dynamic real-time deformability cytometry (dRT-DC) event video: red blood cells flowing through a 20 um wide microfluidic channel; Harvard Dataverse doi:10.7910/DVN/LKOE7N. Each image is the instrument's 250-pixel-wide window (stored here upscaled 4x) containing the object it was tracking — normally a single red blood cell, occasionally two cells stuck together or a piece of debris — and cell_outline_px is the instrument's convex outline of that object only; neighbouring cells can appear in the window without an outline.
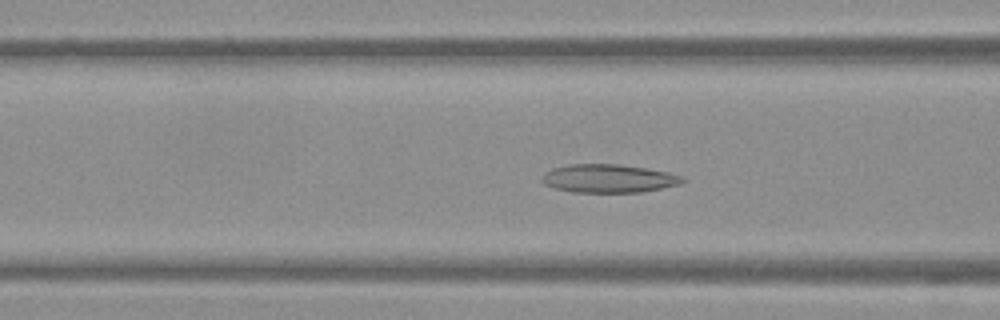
{"species": "Egyptian fruit bat (a non-hibernating species)", "species_latin": "Rousettus aegyptiacus", "temperature_condition": "warm", "stored_images_in_passage": 36, "camera_frame_rate_fps": 3000, "um_per_image_px": 0.085, "frame": {"image": 1, "passage_image": 4, "time_ms": 1.0, "image_size_px": [1000, 320], "cell_outline_px": [[684, 180], [680, 184], [640, 192], [572, 192], [556, 188], [544, 184], [540, 180], [552, 168], [568, 164], [620, 164], [668, 172], [684, 176]], "centroid_in_image_um": [51.73, 15.16], "position_along_channel_um": 114.9, "area_um2": 23.0}}
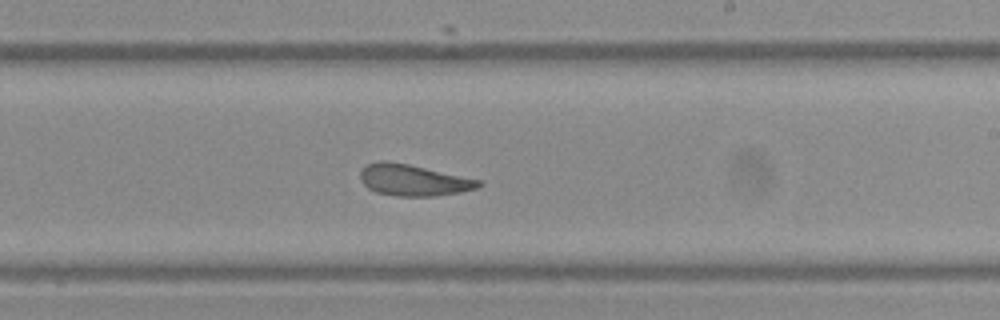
{"frame": {"image": 2, "passage_image": 15, "time_ms": 4.667, "image_size_px": [1000, 320], "cell_outline_px": [[484, 184], [476, 188], [460, 192], [432, 196], [396, 196], [376, 192], [368, 188], [360, 180], [360, 172], [368, 164], [380, 160], [388, 160], [408, 164], [480, 180]], "centroid_in_image_um": [35.11, 15.31], "position_along_channel_um": 253.9, "area_um2": 21.44}}
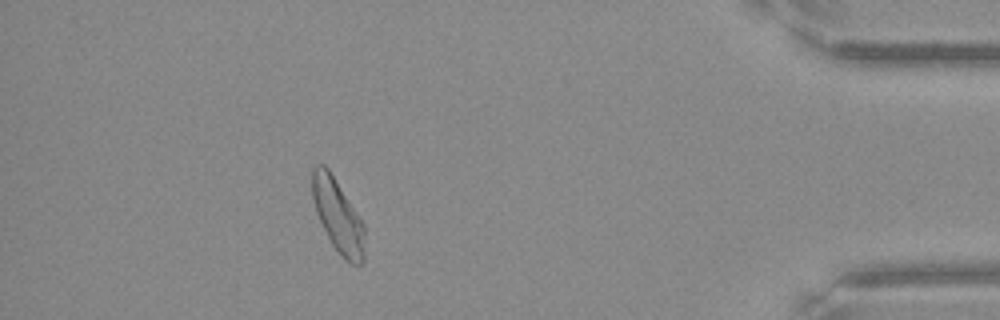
{"frame": {"image": 3, "passage_image": 31, "time_ms": 10.0, "image_size_px": [1000, 320], "cell_outline_px": [[364, 264], [352, 264], [332, 244], [316, 212], [312, 196], [312, 168], [316, 164], [324, 164], [328, 168], [364, 224]], "centroid_in_image_um": [28.71, 18.3], "position_along_channel_um": 406.5, "area_um2": 21.79}}